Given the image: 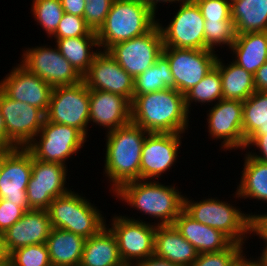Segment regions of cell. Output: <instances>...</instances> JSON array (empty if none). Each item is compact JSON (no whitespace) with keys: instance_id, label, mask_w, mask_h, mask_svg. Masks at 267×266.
<instances>
[{"instance_id":"83f0119b","label":"cell","mask_w":267,"mask_h":266,"mask_svg":"<svg viewBox=\"0 0 267 266\" xmlns=\"http://www.w3.org/2000/svg\"><path fill=\"white\" fill-rule=\"evenodd\" d=\"M55 39L61 55L83 76L91 66L97 50H100L97 32L91 31L87 36ZM93 47L97 48L96 52H93Z\"/></svg>"},{"instance_id":"bcb514c9","label":"cell","mask_w":267,"mask_h":266,"mask_svg":"<svg viewBox=\"0 0 267 266\" xmlns=\"http://www.w3.org/2000/svg\"><path fill=\"white\" fill-rule=\"evenodd\" d=\"M255 234L257 237L265 241V247H267V213L257 214V221L255 222Z\"/></svg>"},{"instance_id":"f6af8a7d","label":"cell","mask_w":267,"mask_h":266,"mask_svg":"<svg viewBox=\"0 0 267 266\" xmlns=\"http://www.w3.org/2000/svg\"><path fill=\"white\" fill-rule=\"evenodd\" d=\"M254 87L256 91H267V62L254 74Z\"/></svg>"},{"instance_id":"11a10c76","label":"cell","mask_w":267,"mask_h":266,"mask_svg":"<svg viewBox=\"0 0 267 266\" xmlns=\"http://www.w3.org/2000/svg\"><path fill=\"white\" fill-rule=\"evenodd\" d=\"M8 265V261H0V266H7Z\"/></svg>"},{"instance_id":"60d3db41","label":"cell","mask_w":267,"mask_h":266,"mask_svg":"<svg viewBox=\"0 0 267 266\" xmlns=\"http://www.w3.org/2000/svg\"><path fill=\"white\" fill-rule=\"evenodd\" d=\"M205 21H227L231 18V4L227 0H194Z\"/></svg>"},{"instance_id":"836d02e7","label":"cell","mask_w":267,"mask_h":266,"mask_svg":"<svg viewBox=\"0 0 267 266\" xmlns=\"http://www.w3.org/2000/svg\"><path fill=\"white\" fill-rule=\"evenodd\" d=\"M185 106L188 111L191 103H217L222 99V82L219 70L214 67L199 83L184 94ZM217 100V101H216Z\"/></svg>"},{"instance_id":"e575fe53","label":"cell","mask_w":267,"mask_h":266,"mask_svg":"<svg viewBox=\"0 0 267 266\" xmlns=\"http://www.w3.org/2000/svg\"><path fill=\"white\" fill-rule=\"evenodd\" d=\"M31 11L35 21L51 37L64 14L61 0H33Z\"/></svg>"},{"instance_id":"2e32d148","label":"cell","mask_w":267,"mask_h":266,"mask_svg":"<svg viewBox=\"0 0 267 266\" xmlns=\"http://www.w3.org/2000/svg\"><path fill=\"white\" fill-rule=\"evenodd\" d=\"M31 174L32 155L26 148H4L0 198L28 207L26 190Z\"/></svg>"},{"instance_id":"6da1fadb","label":"cell","mask_w":267,"mask_h":266,"mask_svg":"<svg viewBox=\"0 0 267 266\" xmlns=\"http://www.w3.org/2000/svg\"><path fill=\"white\" fill-rule=\"evenodd\" d=\"M131 122L148 133H184L189 125L184 94L167 88L134 95L131 102Z\"/></svg>"},{"instance_id":"f35d334b","label":"cell","mask_w":267,"mask_h":266,"mask_svg":"<svg viewBox=\"0 0 267 266\" xmlns=\"http://www.w3.org/2000/svg\"><path fill=\"white\" fill-rule=\"evenodd\" d=\"M114 0H85L83 18L86 25L94 32H98L104 25L107 14Z\"/></svg>"},{"instance_id":"8fae6325","label":"cell","mask_w":267,"mask_h":266,"mask_svg":"<svg viewBox=\"0 0 267 266\" xmlns=\"http://www.w3.org/2000/svg\"><path fill=\"white\" fill-rule=\"evenodd\" d=\"M162 50L163 37L157 23L144 35L116 43L107 52L135 79L155 64Z\"/></svg>"},{"instance_id":"7c38bea8","label":"cell","mask_w":267,"mask_h":266,"mask_svg":"<svg viewBox=\"0 0 267 266\" xmlns=\"http://www.w3.org/2000/svg\"><path fill=\"white\" fill-rule=\"evenodd\" d=\"M216 51L209 49H180L163 47L170 71L174 77V89L185 94L199 83L214 67Z\"/></svg>"},{"instance_id":"52a82bcc","label":"cell","mask_w":267,"mask_h":266,"mask_svg":"<svg viewBox=\"0 0 267 266\" xmlns=\"http://www.w3.org/2000/svg\"><path fill=\"white\" fill-rule=\"evenodd\" d=\"M36 137L25 147L33 158L62 165H66V160L78 153L87 141L76 128L46 119Z\"/></svg>"},{"instance_id":"9a60e30c","label":"cell","mask_w":267,"mask_h":266,"mask_svg":"<svg viewBox=\"0 0 267 266\" xmlns=\"http://www.w3.org/2000/svg\"><path fill=\"white\" fill-rule=\"evenodd\" d=\"M67 165L44 162L32 156V174L27 186L29 209L47 210L52 201L67 194Z\"/></svg>"},{"instance_id":"4dcf8cb0","label":"cell","mask_w":267,"mask_h":266,"mask_svg":"<svg viewBox=\"0 0 267 266\" xmlns=\"http://www.w3.org/2000/svg\"><path fill=\"white\" fill-rule=\"evenodd\" d=\"M245 155L244 168L235 197L267 202V164L250 157L247 153Z\"/></svg>"},{"instance_id":"816d5d0a","label":"cell","mask_w":267,"mask_h":266,"mask_svg":"<svg viewBox=\"0 0 267 266\" xmlns=\"http://www.w3.org/2000/svg\"><path fill=\"white\" fill-rule=\"evenodd\" d=\"M0 261H8V255L3 245L2 234H0Z\"/></svg>"},{"instance_id":"8992f818","label":"cell","mask_w":267,"mask_h":266,"mask_svg":"<svg viewBox=\"0 0 267 266\" xmlns=\"http://www.w3.org/2000/svg\"><path fill=\"white\" fill-rule=\"evenodd\" d=\"M87 200L72 190L55 198L47 209L52 228L73 232L85 239L99 233L107 226L106 220Z\"/></svg>"},{"instance_id":"f907efd6","label":"cell","mask_w":267,"mask_h":266,"mask_svg":"<svg viewBox=\"0 0 267 266\" xmlns=\"http://www.w3.org/2000/svg\"><path fill=\"white\" fill-rule=\"evenodd\" d=\"M0 148H6V126L0 112Z\"/></svg>"},{"instance_id":"681fc988","label":"cell","mask_w":267,"mask_h":266,"mask_svg":"<svg viewBox=\"0 0 267 266\" xmlns=\"http://www.w3.org/2000/svg\"><path fill=\"white\" fill-rule=\"evenodd\" d=\"M144 4H146L155 14H156V8L158 3H181L187 0H141Z\"/></svg>"},{"instance_id":"f546056e","label":"cell","mask_w":267,"mask_h":266,"mask_svg":"<svg viewBox=\"0 0 267 266\" xmlns=\"http://www.w3.org/2000/svg\"><path fill=\"white\" fill-rule=\"evenodd\" d=\"M236 34L267 31V0H239L231 4Z\"/></svg>"},{"instance_id":"ab89813d","label":"cell","mask_w":267,"mask_h":266,"mask_svg":"<svg viewBox=\"0 0 267 266\" xmlns=\"http://www.w3.org/2000/svg\"><path fill=\"white\" fill-rule=\"evenodd\" d=\"M92 30L86 25L85 19L64 13L54 34V38H71L87 36Z\"/></svg>"},{"instance_id":"c3c4849f","label":"cell","mask_w":267,"mask_h":266,"mask_svg":"<svg viewBox=\"0 0 267 266\" xmlns=\"http://www.w3.org/2000/svg\"><path fill=\"white\" fill-rule=\"evenodd\" d=\"M246 257V258H245ZM253 259H247V256H242L234 266H267L266 258L263 254L260 255V257Z\"/></svg>"},{"instance_id":"ffe728a7","label":"cell","mask_w":267,"mask_h":266,"mask_svg":"<svg viewBox=\"0 0 267 266\" xmlns=\"http://www.w3.org/2000/svg\"><path fill=\"white\" fill-rule=\"evenodd\" d=\"M12 68L10 73L0 81V89L9 98L26 102L46 114L53 87L21 64Z\"/></svg>"},{"instance_id":"7402d4cb","label":"cell","mask_w":267,"mask_h":266,"mask_svg":"<svg viewBox=\"0 0 267 266\" xmlns=\"http://www.w3.org/2000/svg\"><path fill=\"white\" fill-rule=\"evenodd\" d=\"M89 100V122L107 128V132L131 122V102L126 97L107 91L89 90Z\"/></svg>"},{"instance_id":"f5cc1de1","label":"cell","mask_w":267,"mask_h":266,"mask_svg":"<svg viewBox=\"0 0 267 266\" xmlns=\"http://www.w3.org/2000/svg\"><path fill=\"white\" fill-rule=\"evenodd\" d=\"M4 162V148H0V174Z\"/></svg>"},{"instance_id":"7dc6e473","label":"cell","mask_w":267,"mask_h":266,"mask_svg":"<svg viewBox=\"0 0 267 266\" xmlns=\"http://www.w3.org/2000/svg\"><path fill=\"white\" fill-rule=\"evenodd\" d=\"M133 266H179V265L174 264L166 259L152 255L144 260L137 262L136 264H133Z\"/></svg>"},{"instance_id":"d6a6232c","label":"cell","mask_w":267,"mask_h":266,"mask_svg":"<svg viewBox=\"0 0 267 266\" xmlns=\"http://www.w3.org/2000/svg\"><path fill=\"white\" fill-rule=\"evenodd\" d=\"M174 89V77L167 57L162 53L154 65L134 79V95Z\"/></svg>"},{"instance_id":"8d00e7d4","label":"cell","mask_w":267,"mask_h":266,"mask_svg":"<svg viewBox=\"0 0 267 266\" xmlns=\"http://www.w3.org/2000/svg\"><path fill=\"white\" fill-rule=\"evenodd\" d=\"M204 37L205 49L215 51V46L220 45L230 49L236 37L233 21H205Z\"/></svg>"},{"instance_id":"d590c367","label":"cell","mask_w":267,"mask_h":266,"mask_svg":"<svg viewBox=\"0 0 267 266\" xmlns=\"http://www.w3.org/2000/svg\"><path fill=\"white\" fill-rule=\"evenodd\" d=\"M46 243L24 246L8 255L7 266H50Z\"/></svg>"},{"instance_id":"9f6ffc18","label":"cell","mask_w":267,"mask_h":266,"mask_svg":"<svg viewBox=\"0 0 267 266\" xmlns=\"http://www.w3.org/2000/svg\"><path fill=\"white\" fill-rule=\"evenodd\" d=\"M230 4H233L234 2L236 1H239V0H227Z\"/></svg>"},{"instance_id":"3957f363","label":"cell","mask_w":267,"mask_h":266,"mask_svg":"<svg viewBox=\"0 0 267 266\" xmlns=\"http://www.w3.org/2000/svg\"><path fill=\"white\" fill-rule=\"evenodd\" d=\"M117 198L126 202L130 208L156 218L155 225H172L184 209V197L175 186L164 185L158 181L135 180L121 185L115 192Z\"/></svg>"},{"instance_id":"7a4b0ae2","label":"cell","mask_w":267,"mask_h":266,"mask_svg":"<svg viewBox=\"0 0 267 266\" xmlns=\"http://www.w3.org/2000/svg\"><path fill=\"white\" fill-rule=\"evenodd\" d=\"M106 133L104 173L115 192L127 182L140 180L142 146L149 133L133 122Z\"/></svg>"},{"instance_id":"7bdbcfd3","label":"cell","mask_w":267,"mask_h":266,"mask_svg":"<svg viewBox=\"0 0 267 266\" xmlns=\"http://www.w3.org/2000/svg\"><path fill=\"white\" fill-rule=\"evenodd\" d=\"M253 145L259 149L260 153L257 155L256 152L252 153V152H248L247 154L262 162V163H266L267 164V135H251L244 144V151L245 149L250 146L253 147Z\"/></svg>"},{"instance_id":"30bf717a","label":"cell","mask_w":267,"mask_h":266,"mask_svg":"<svg viewBox=\"0 0 267 266\" xmlns=\"http://www.w3.org/2000/svg\"><path fill=\"white\" fill-rule=\"evenodd\" d=\"M110 225L109 229L116 237L119 255L125 266H133L154 255L157 225L121 215L114 216Z\"/></svg>"},{"instance_id":"b9f144b4","label":"cell","mask_w":267,"mask_h":266,"mask_svg":"<svg viewBox=\"0 0 267 266\" xmlns=\"http://www.w3.org/2000/svg\"><path fill=\"white\" fill-rule=\"evenodd\" d=\"M28 210H30L29 207H19L18 203L0 198V234L21 219Z\"/></svg>"},{"instance_id":"5bb4252c","label":"cell","mask_w":267,"mask_h":266,"mask_svg":"<svg viewBox=\"0 0 267 266\" xmlns=\"http://www.w3.org/2000/svg\"><path fill=\"white\" fill-rule=\"evenodd\" d=\"M176 15L166 27L157 22L163 37V47L205 49V19L194 0L180 3Z\"/></svg>"},{"instance_id":"5b68a950","label":"cell","mask_w":267,"mask_h":266,"mask_svg":"<svg viewBox=\"0 0 267 266\" xmlns=\"http://www.w3.org/2000/svg\"><path fill=\"white\" fill-rule=\"evenodd\" d=\"M190 217L225 234L233 243L245 244L247 234H255L257 215L244 214L239 208L216 198L192 201L184 197V209Z\"/></svg>"},{"instance_id":"74e56055","label":"cell","mask_w":267,"mask_h":266,"mask_svg":"<svg viewBox=\"0 0 267 266\" xmlns=\"http://www.w3.org/2000/svg\"><path fill=\"white\" fill-rule=\"evenodd\" d=\"M243 245L233 243L228 249L198 254L191 266H234L243 256Z\"/></svg>"},{"instance_id":"ee69618b","label":"cell","mask_w":267,"mask_h":266,"mask_svg":"<svg viewBox=\"0 0 267 266\" xmlns=\"http://www.w3.org/2000/svg\"><path fill=\"white\" fill-rule=\"evenodd\" d=\"M64 13L83 17L85 10V0H61Z\"/></svg>"},{"instance_id":"4fadbf2b","label":"cell","mask_w":267,"mask_h":266,"mask_svg":"<svg viewBox=\"0 0 267 266\" xmlns=\"http://www.w3.org/2000/svg\"><path fill=\"white\" fill-rule=\"evenodd\" d=\"M21 65L50 84L53 88L80 83L82 76L61 55L58 47H32L23 51Z\"/></svg>"},{"instance_id":"d4e9b609","label":"cell","mask_w":267,"mask_h":266,"mask_svg":"<svg viewBox=\"0 0 267 266\" xmlns=\"http://www.w3.org/2000/svg\"><path fill=\"white\" fill-rule=\"evenodd\" d=\"M79 266H125L115 235L108 227L85 239Z\"/></svg>"},{"instance_id":"cb8c5ba5","label":"cell","mask_w":267,"mask_h":266,"mask_svg":"<svg viewBox=\"0 0 267 266\" xmlns=\"http://www.w3.org/2000/svg\"><path fill=\"white\" fill-rule=\"evenodd\" d=\"M154 255L179 266H191L197 259L198 252L173 225H157Z\"/></svg>"},{"instance_id":"484cf974","label":"cell","mask_w":267,"mask_h":266,"mask_svg":"<svg viewBox=\"0 0 267 266\" xmlns=\"http://www.w3.org/2000/svg\"><path fill=\"white\" fill-rule=\"evenodd\" d=\"M230 50L233 62L254 75L267 62V31L236 34Z\"/></svg>"},{"instance_id":"e0dca14e","label":"cell","mask_w":267,"mask_h":266,"mask_svg":"<svg viewBox=\"0 0 267 266\" xmlns=\"http://www.w3.org/2000/svg\"><path fill=\"white\" fill-rule=\"evenodd\" d=\"M82 81L89 90L107 91L122 95L130 102L133 100L134 79L107 51H98Z\"/></svg>"},{"instance_id":"1f68e13d","label":"cell","mask_w":267,"mask_h":266,"mask_svg":"<svg viewBox=\"0 0 267 266\" xmlns=\"http://www.w3.org/2000/svg\"><path fill=\"white\" fill-rule=\"evenodd\" d=\"M243 137L267 135V91H255L243 101Z\"/></svg>"},{"instance_id":"f1b7e54d","label":"cell","mask_w":267,"mask_h":266,"mask_svg":"<svg viewBox=\"0 0 267 266\" xmlns=\"http://www.w3.org/2000/svg\"><path fill=\"white\" fill-rule=\"evenodd\" d=\"M217 57L215 67L219 70L222 82V99L245 101L256 90L254 75L233 61L225 65Z\"/></svg>"},{"instance_id":"ba28073f","label":"cell","mask_w":267,"mask_h":266,"mask_svg":"<svg viewBox=\"0 0 267 266\" xmlns=\"http://www.w3.org/2000/svg\"><path fill=\"white\" fill-rule=\"evenodd\" d=\"M89 114V88L83 81L52 89L47 121L74 127L87 138Z\"/></svg>"},{"instance_id":"d6986e66","label":"cell","mask_w":267,"mask_h":266,"mask_svg":"<svg viewBox=\"0 0 267 266\" xmlns=\"http://www.w3.org/2000/svg\"><path fill=\"white\" fill-rule=\"evenodd\" d=\"M208 132L214 139H222V148L226 150H244L243 137V101L221 99L207 114Z\"/></svg>"},{"instance_id":"db71d44e","label":"cell","mask_w":267,"mask_h":266,"mask_svg":"<svg viewBox=\"0 0 267 266\" xmlns=\"http://www.w3.org/2000/svg\"><path fill=\"white\" fill-rule=\"evenodd\" d=\"M262 254L265 256L266 261H267V247L263 248Z\"/></svg>"},{"instance_id":"44dd1931","label":"cell","mask_w":267,"mask_h":266,"mask_svg":"<svg viewBox=\"0 0 267 266\" xmlns=\"http://www.w3.org/2000/svg\"><path fill=\"white\" fill-rule=\"evenodd\" d=\"M52 229L47 210L30 209L2 234L4 249L12 251L29 245L46 243Z\"/></svg>"},{"instance_id":"4316f807","label":"cell","mask_w":267,"mask_h":266,"mask_svg":"<svg viewBox=\"0 0 267 266\" xmlns=\"http://www.w3.org/2000/svg\"><path fill=\"white\" fill-rule=\"evenodd\" d=\"M85 238L73 232L52 228L46 245L53 266H79Z\"/></svg>"},{"instance_id":"9c48e42d","label":"cell","mask_w":267,"mask_h":266,"mask_svg":"<svg viewBox=\"0 0 267 266\" xmlns=\"http://www.w3.org/2000/svg\"><path fill=\"white\" fill-rule=\"evenodd\" d=\"M0 112L6 126V148H25L39 133L46 119L41 109L15 101L1 89Z\"/></svg>"},{"instance_id":"ac0fdd59","label":"cell","mask_w":267,"mask_h":266,"mask_svg":"<svg viewBox=\"0 0 267 266\" xmlns=\"http://www.w3.org/2000/svg\"><path fill=\"white\" fill-rule=\"evenodd\" d=\"M182 137L179 133H149L142 146L140 179L158 180L170 170L178 159Z\"/></svg>"},{"instance_id":"277c9868","label":"cell","mask_w":267,"mask_h":266,"mask_svg":"<svg viewBox=\"0 0 267 266\" xmlns=\"http://www.w3.org/2000/svg\"><path fill=\"white\" fill-rule=\"evenodd\" d=\"M155 15L141 0H114L97 32L100 50L149 32L158 22Z\"/></svg>"},{"instance_id":"603a6c76","label":"cell","mask_w":267,"mask_h":266,"mask_svg":"<svg viewBox=\"0 0 267 266\" xmlns=\"http://www.w3.org/2000/svg\"><path fill=\"white\" fill-rule=\"evenodd\" d=\"M172 225L194 246L198 254L219 252L228 249L233 244L225 234L199 223L184 210L177 216Z\"/></svg>"}]
</instances>
